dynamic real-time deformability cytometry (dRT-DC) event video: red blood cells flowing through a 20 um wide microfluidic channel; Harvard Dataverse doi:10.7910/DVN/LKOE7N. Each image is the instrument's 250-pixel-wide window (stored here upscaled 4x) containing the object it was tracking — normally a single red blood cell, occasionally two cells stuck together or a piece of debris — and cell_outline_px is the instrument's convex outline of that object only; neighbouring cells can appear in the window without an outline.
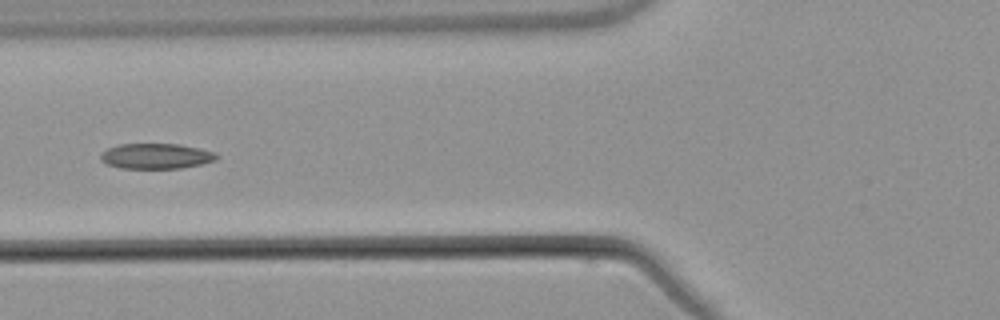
{"species": "common noctule bat (a hibernating species)", "species_latin": "Nyctalus noctula", "temperature_condition": "warm", "stored_images_in_passage": 9, "camera_frame_rate_fps": 3000, "um_per_image_px": 0.085, "animal": {"sex": "male", "body_mass_g": 21.5, "forearm_length_mm": 52.0}, "frame": {"image": 1, "passage_image": 6, "time_ms": 6.333, "image_size_px": [1000, 320], "cell_outline_px": [[220, 156], [216, 160], [200, 164], [180, 168], [120, 168], [108, 164], [100, 160], [100, 152], [116, 144], [180, 144], [200, 148], [216, 152]], "centroid_in_image_um": [13.27, 13.26], "position_along_channel_um": 112.5, "area_um2": 17.28}}
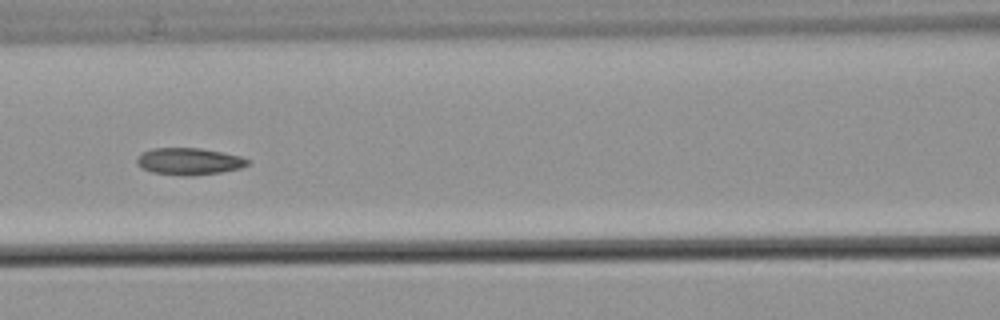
{"frame": {"image": 2, "passage_image": 7, "time_ms": 7.333, "image_size_px": [1000, 320], "cell_outline_px": [[248, 164], [240, 168], [220, 172], [192, 176], [184, 176], [152, 172], [140, 168], [136, 164], [136, 160], [144, 152], [152, 148], [200, 148], [224, 152], [240, 156], [248, 160]], "centroid_in_image_um": [16.05, 13.72], "position_along_channel_um": 150.6, "area_um2": 17.34}}